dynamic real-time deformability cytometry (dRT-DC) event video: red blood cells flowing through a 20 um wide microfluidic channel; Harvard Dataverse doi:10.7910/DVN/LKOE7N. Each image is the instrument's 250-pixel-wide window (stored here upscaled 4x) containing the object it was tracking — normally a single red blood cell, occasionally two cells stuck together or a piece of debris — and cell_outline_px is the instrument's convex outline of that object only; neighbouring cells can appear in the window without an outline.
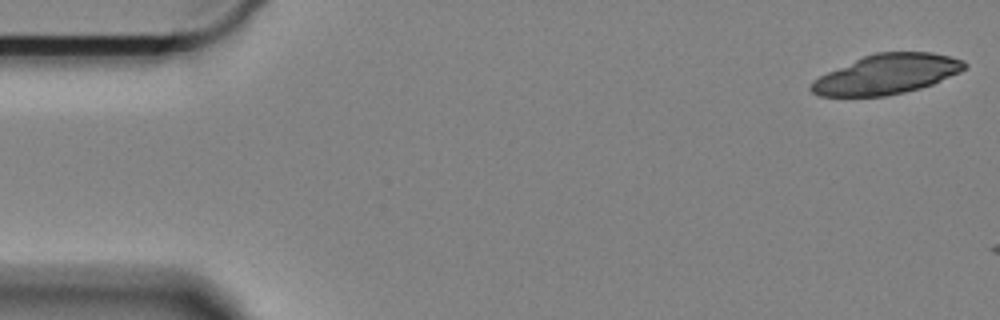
{"species": "Egyptian fruit bat (a non-hibernating species)", "species_latin": "Rousettus aegyptiacus", "temperature_condition": "cold", "stored_images_in_passage": 3, "camera_frame_rate_fps": 3000, "um_per_image_px": 0.085, "animal": {"sex": "female"}, "frame": {"image": 1, "passage_image": 1, "time_ms": 0.0, "image_size_px": [1000, 320], "cell_outline_px": [[968, 64], [960, 72], [932, 84], [920, 88], [904, 92], [884, 96], [820, 96], [812, 92], [808, 88], [808, 84], [812, 80], [828, 72], [864, 56], [876, 52], [932, 52], [964, 60]], "centroid_in_image_um": [75.36, 6.31], "position_along_channel_um": 9.6, "area_um2": 35.32}}